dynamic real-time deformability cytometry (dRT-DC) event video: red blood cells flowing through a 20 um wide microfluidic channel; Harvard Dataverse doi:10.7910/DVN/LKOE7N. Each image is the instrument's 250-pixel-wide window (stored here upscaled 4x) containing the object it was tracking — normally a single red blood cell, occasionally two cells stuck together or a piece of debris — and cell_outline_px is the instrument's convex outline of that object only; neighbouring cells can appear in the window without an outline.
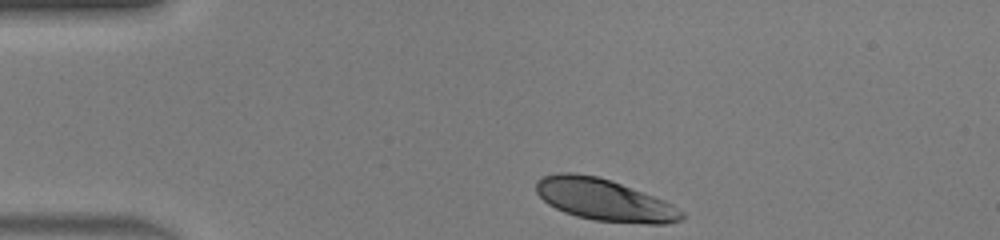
{"species": "human", "species_latin": "Homo sapiens", "temperature_condition": "warm", "stored_images_in_passage": 32, "camera_frame_rate_fps": 3000, "um_per_image_px": 0.085, "donor": {"sex": "male"}, "frame": {"image": 1, "passage_image": 1, "time_ms": 0.0, "image_size_px": [1000, 240], "cell_outline_px": [[684, 220], [668, 224], [644, 224], [596, 220], [576, 216], [564, 212], [548, 204], [536, 192], [536, 180], [544, 176], [560, 172], [572, 172], [596, 176], [620, 184], [664, 200], [672, 204], [684, 212]], "centroid_in_image_um": [51.38, 17.0], "position_along_channel_um": 33.6, "area_um2": 35.32}}
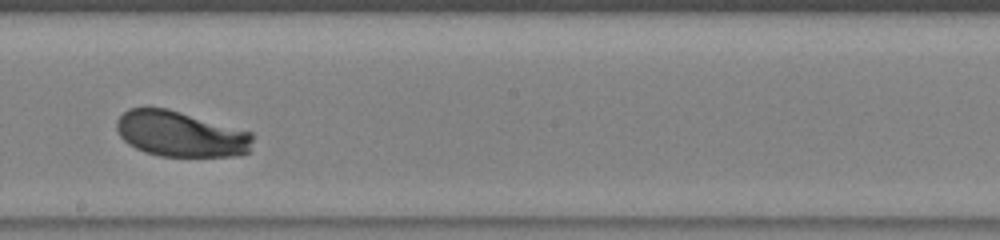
{"frame": {"image": 2, "passage_image": 19, "time_ms": 6.0, "image_size_px": [1000, 240], "cell_outline_px": [[252, 140], [248, 152], [240, 156], [160, 156], [144, 152], [128, 144], [120, 136], [116, 128], [116, 120], [128, 108], [168, 108], [252, 132]], "centroid_in_image_um": [15.34, 11.39], "position_along_channel_um": 232.9, "area_um2": 36.18}}
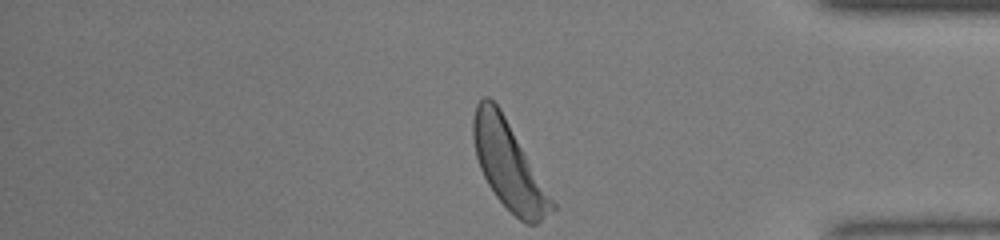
{"frame": {"image": 3, "passage_image": 32, "time_ms": 10.333, "image_size_px": [1000, 240], "cell_outline_px": [[556, 208], [536, 224], [524, 224], [496, 196], [488, 184], [480, 168], [476, 156], [472, 136], [472, 120], [476, 104], [484, 96], [488, 96], [500, 108], [556, 204]], "centroid_in_image_um": [43.22, 14.03], "position_along_channel_um": 392.0, "area_um2": 39.42}, "authors_computed_cell_mechanics": {"area_um2": 36.6163, "velocity_mm_per_s": 4.2071, "shape_relaxation_time_tau1_ms": 1.5449, "shape_relaxation_time_tau2_ms": null, "deformation_change_tau1": 0.135, "deformation_change_tau2": null}}